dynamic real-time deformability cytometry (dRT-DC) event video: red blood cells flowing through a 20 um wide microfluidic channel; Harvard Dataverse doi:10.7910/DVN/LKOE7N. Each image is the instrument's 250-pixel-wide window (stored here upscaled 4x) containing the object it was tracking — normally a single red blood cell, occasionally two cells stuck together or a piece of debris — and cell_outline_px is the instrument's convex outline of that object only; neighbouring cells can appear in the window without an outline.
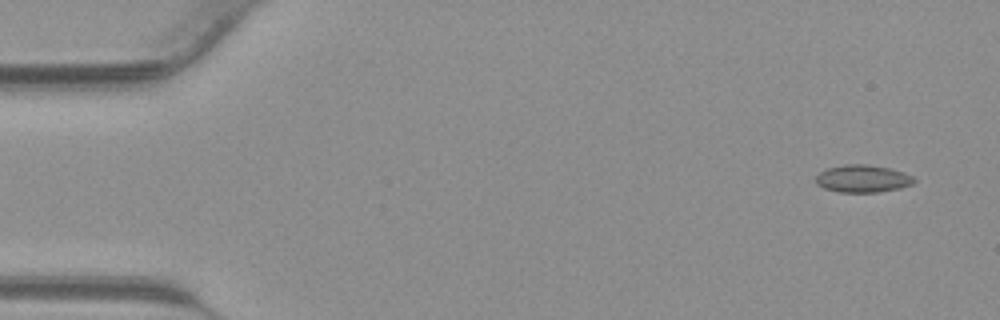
{"species": "common noctule bat (a hibernating species)", "species_latin": "Nyctalus noctula", "temperature_condition": "warm", "stored_images_in_passage": 41, "camera_frame_rate_fps": 3000, "um_per_image_px": 0.085, "animal": {"sex": "male", "body_mass_g": 23.1, "forearm_length_mm": 52.7}, "frame": {"image": 1, "passage_image": 1, "time_ms": 0.0, "image_size_px": [1000, 320], "cell_outline_px": [[916, 180], [912, 184], [900, 188], [880, 192], [840, 192], [824, 188], [816, 184], [816, 176], [820, 172], [828, 168], [844, 164], [868, 164], [888, 168], [904, 172], [912, 176]], "centroid_in_image_um": [73.33, 15.18], "position_along_channel_um": 11.7, "area_um2": 15.72}}
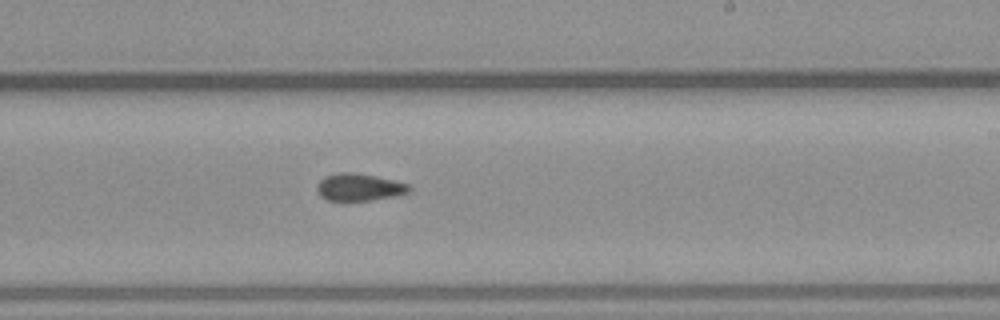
{"frame": {"image": 2, "passage_image": 24, "time_ms": 7.667, "image_size_px": [1000, 320], "cell_outline_px": [[412, 188], [408, 192], [396, 196], [372, 200], [328, 200], [320, 196], [316, 188], [316, 184], [324, 176], [340, 172], [352, 172], [376, 176], [412, 184]], "centroid_in_image_um": [30.55, 15.9], "position_along_channel_um": 258.4, "area_um2": 14.8}}
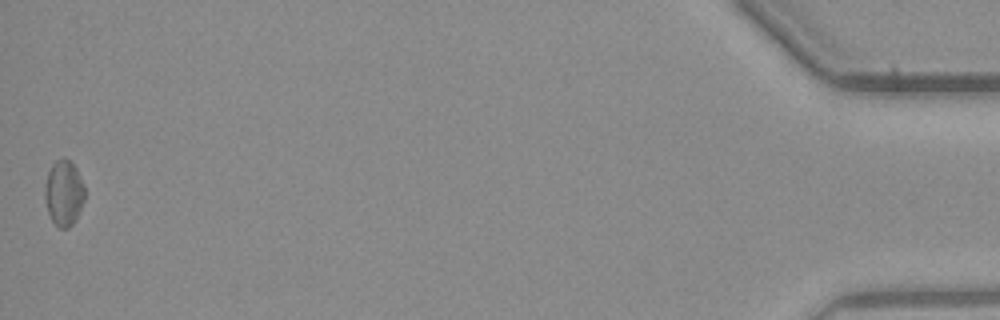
{"frame": {"image": 3, "passage_image": 41, "time_ms": 13.333, "image_size_px": [1000, 320], "cell_outline_px": [[84, 200], [76, 220], [68, 228], [60, 228], [52, 220], [48, 212], [44, 196], [44, 188], [48, 172], [52, 164], [56, 160], [64, 156], [76, 168], [84, 184]], "centroid_in_image_um": [5.42, 16.39], "position_along_channel_um": 429.8, "area_um2": 15.26}}